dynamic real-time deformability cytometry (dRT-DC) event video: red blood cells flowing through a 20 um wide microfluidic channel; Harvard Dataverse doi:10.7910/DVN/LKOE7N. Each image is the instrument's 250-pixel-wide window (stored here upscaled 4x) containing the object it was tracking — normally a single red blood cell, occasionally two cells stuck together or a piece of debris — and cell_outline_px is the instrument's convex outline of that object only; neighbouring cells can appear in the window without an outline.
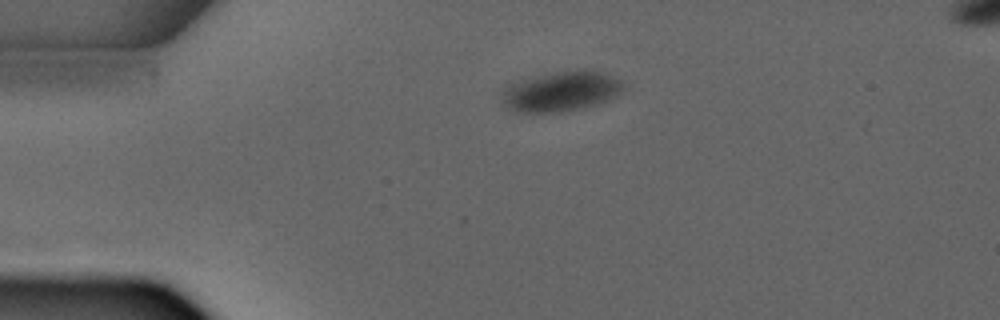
{"species": "common noctule bat (a hibernating species)", "species_latin": "Nyctalus noctula", "temperature_condition": "warm", "stored_images_in_passage": 2, "camera_frame_rate_fps": 3000, "um_per_image_px": 0.085, "animal": {"sex": "male", "forearm_length_mm": 52.5}, "frame": {"image": 1, "passage_image": 2, "time_ms": 1.333, "image_size_px": [1000, 320], "cell_outline_px": [[624, 92], [620, 96], [600, 104], [584, 108], [564, 112], [512, 112], [500, 104], [500, 88], [516, 80], [532, 76], [576, 68], [592, 68], [604, 72], [620, 80], [624, 84]], "centroid_in_image_um": [47.67, 7.75], "position_along_channel_um": 37.3, "area_um2": 30.06}}